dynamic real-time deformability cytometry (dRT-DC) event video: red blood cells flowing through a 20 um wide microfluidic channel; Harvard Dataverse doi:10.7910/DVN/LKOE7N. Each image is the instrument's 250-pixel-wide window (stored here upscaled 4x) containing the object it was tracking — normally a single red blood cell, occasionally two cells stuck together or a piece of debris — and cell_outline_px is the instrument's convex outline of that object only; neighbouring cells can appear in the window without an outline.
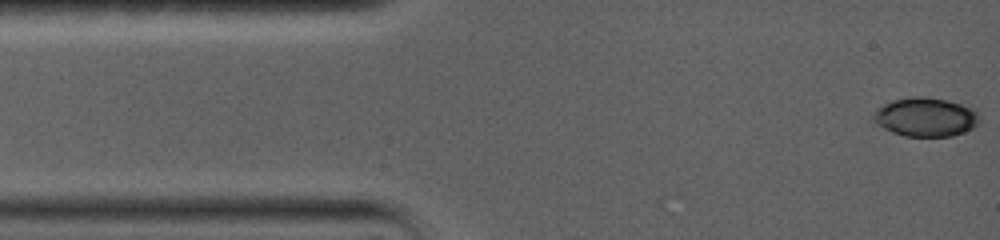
{"species": "common noctule bat (a hibernating species)", "species_latin": "Nyctalus noctula", "temperature_condition": "warm", "stored_images_in_passage": 70, "camera_frame_rate_fps": 5000, "um_per_image_px": 0.085, "animal": {"sex": "female", "body_mass_g": 19.0, "forearm_length_mm": 56.7}, "frame": {"image": 1, "passage_image": 1, "time_ms": 0.0, "image_size_px": [1000, 240], "cell_outline_px": [[976, 124], [972, 128], [964, 132], [952, 136], [904, 136], [892, 132], [876, 124], [872, 120], [872, 112], [876, 108], [892, 100], [912, 96], [924, 96], [948, 100], [972, 108], [976, 112]], "centroid_in_image_um": [78.59, 9.94], "position_along_channel_um": 6.4, "area_um2": 23.99}}
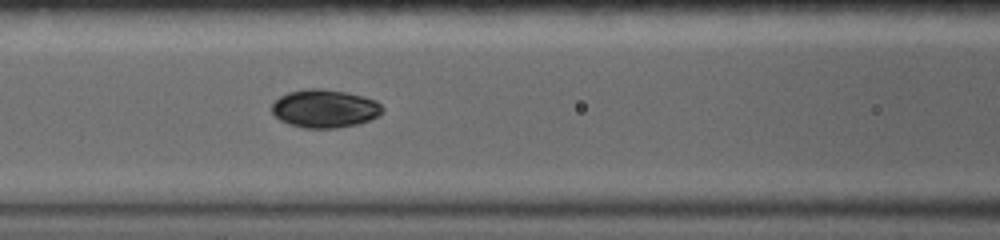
{"frame": {"image": 2, "passage_image": 30, "time_ms": 5.6, "image_size_px": [1000, 240], "cell_outline_px": [[384, 112], [380, 116], [360, 124], [336, 128], [304, 128], [288, 124], [280, 120], [272, 112], [272, 104], [280, 96], [288, 92], [308, 88], [320, 88], [344, 92], [376, 100], [384, 108]], "centroid_in_image_um": [27.62, 9.24], "position_along_channel_um": 139.0, "area_um2": 24.74}}
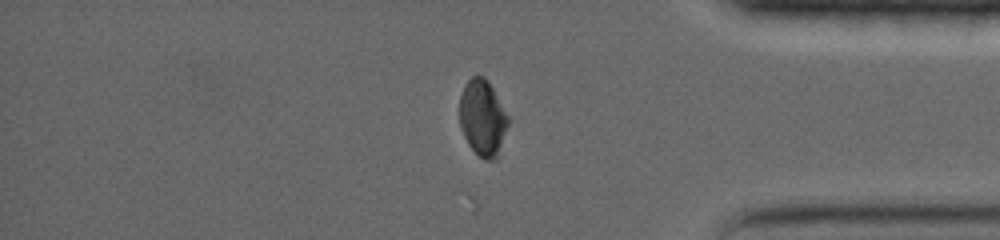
{"frame": {"image": 3, "passage_image": 61, "time_ms": 12.8, "image_size_px": [1000, 240], "cell_outline_px": [[508, 124], [496, 160], [484, 160], [468, 144], [460, 128], [460, 96], [468, 80], [472, 76], [484, 76], [492, 88], [508, 116]], "centroid_in_image_um": [41.01, 10.04], "position_along_channel_um": 394.2, "area_um2": 21.15}, "authors_computed_cell_mechanics": {"area_um2": 23.987, "velocity_mm_per_s": 3.7678, "shape_relaxation_time_tau1_ms": 1.6482, "shape_relaxation_time_tau2_ms": null, "deformation_change_tau1": 0.1166, "deformation_change_tau2": null}}